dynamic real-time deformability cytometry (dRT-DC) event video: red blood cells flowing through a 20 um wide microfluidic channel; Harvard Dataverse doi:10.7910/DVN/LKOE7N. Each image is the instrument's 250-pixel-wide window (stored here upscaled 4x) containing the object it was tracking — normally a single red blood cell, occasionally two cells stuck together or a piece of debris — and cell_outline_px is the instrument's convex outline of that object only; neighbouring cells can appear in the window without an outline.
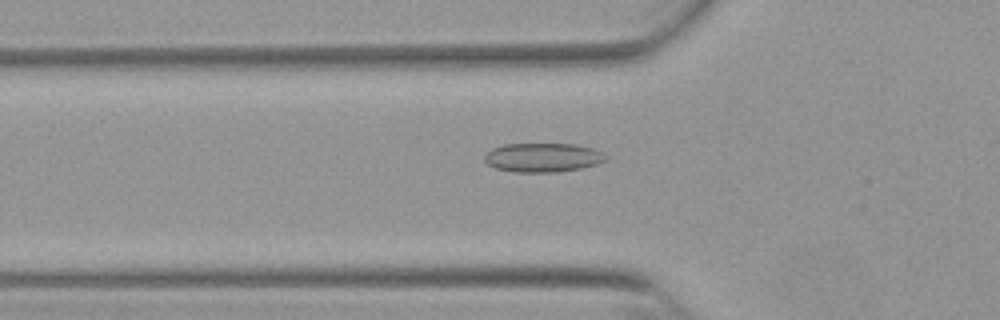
{"species": "Egyptian fruit bat (a non-hibernating species)", "species_latin": "Rousettus aegyptiacus", "temperature_condition": "warm", "stored_images_in_passage": 50, "camera_frame_rate_fps": 3000, "um_per_image_px": 0.085, "animal": {"sex": "female"}, "frame": {"image": 1, "passage_image": 18, "time_ms": 5.667, "image_size_px": [1000, 320], "cell_outline_px": [[608, 160], [596, 164], [580, 168], [556, 172], [512, 172], [496, 168], [488, 164], [484, 160], [484, 156], [492, 148], [504, 144], [576, 144], [592, 148], [604, 152], [608, 156]], "centroid_in_image_um": [46.17, 13.38], "position_along_channel_um": 79.6, "area_um2": 20.63}}
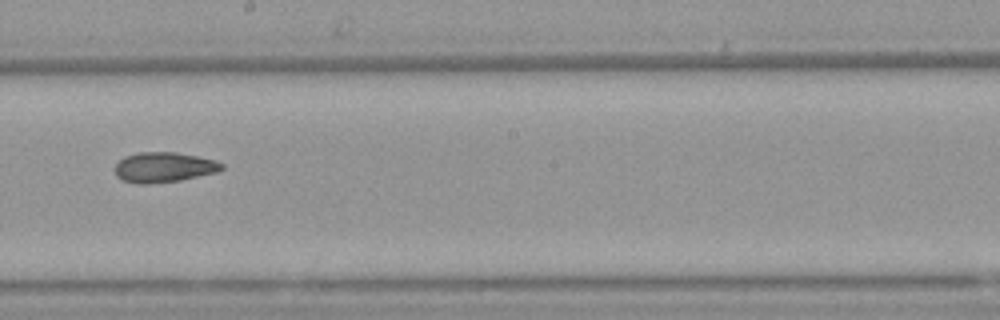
{"frame": {"image": 2, "passage_image": 30, "time_ms": 9.667, "image_size_px": [1000, 320], "cell_outline_px": [[224, 168], [216, 172], [180, 180], [148, 184], [136, 184], [124, 180], [116, 176], [116, 164], [124, 156], [140, 152], [176, 152], [216, 160], [224, 164]], "centroid_in_image_um": [13.93, 14.21], "position_along_channel_um": 234.3, "area_um2": 18.67}}
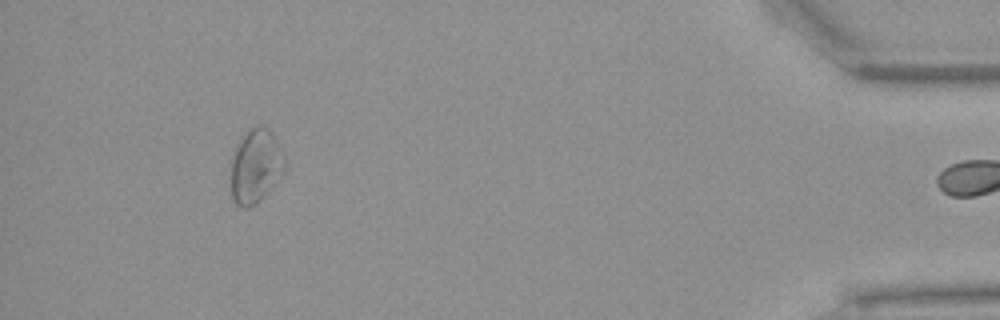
{"frame": {"image": 3, "passage_image": 49, "time_ms": 16.0, "image_size_px": [1000, 320], "cell_outline_px": [[284, 172], [264, 196], [256, 204], [248, 208], [244, 208], [236, 204], [232, 200], [232, 160], [240, 136], [256, 124], [260, 124], [268, 128], [272, 132], [284, 156]], "centroid_in_image_um": [21.73, 14.1], "position_along_channel_um": 413.5, "area_um2": 23.12}, "authors_computed_cell_mechanics": {"area_um2": 20.4323, "velocity_mm_per_s": 3.8655, "shape_relaxation_time_tau1_ms": null, "shape_relaxation_time_tau2_ms": 4.115, "deformation_change_tau1": null, "deformation_change_tau2": 0.0805}}